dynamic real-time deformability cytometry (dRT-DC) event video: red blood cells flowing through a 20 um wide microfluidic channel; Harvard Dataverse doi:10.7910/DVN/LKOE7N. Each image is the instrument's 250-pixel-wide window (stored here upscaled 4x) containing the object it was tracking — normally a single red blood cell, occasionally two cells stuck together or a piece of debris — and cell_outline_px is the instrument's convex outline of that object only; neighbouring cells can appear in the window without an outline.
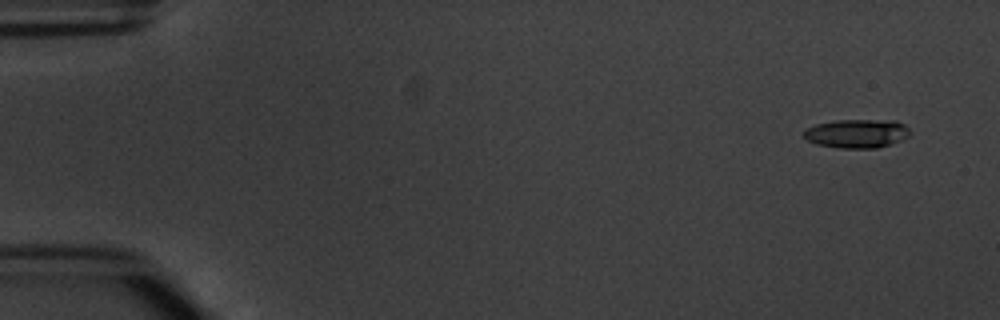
{"species": "common noctule bat (a hibernating species)", "species_latin": "Nyctalus noctula", "temperature_condition": "warm", "stored_images_in_passage": 6, "camera_frame_rate_fps": 3000, "um_per_image_px": 0.085, "animal": {"sex": "male", "body_mass_g": 20.1, "forearm_length_mm": 53.5}, "frame": {"image": 1, "passage_image": 1, "time_ms": 0.0, "image_size_px": [1000, 320], "cell_outline_px": [[912, 132], [908, 136], [900, 140], [876, 148], [840, 148], [816, 144], [808, 140], [804, 136], [804, 132], [808, 128], [816, 124], [836, 120], [896, 120], [904, 124]], "centroid_in_image_um": [72.86, 11.34], "position_along_channel_um": 12.1, "area_um2": 17.69}}
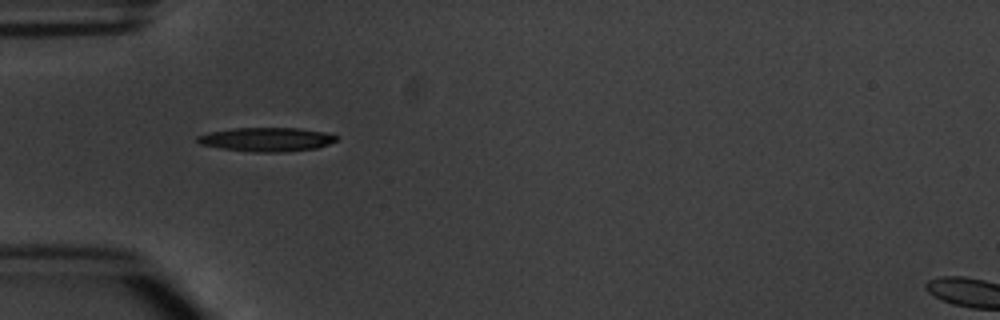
{"frame": {"image": 2, "passage_image": 5, "time_ms": 4.667, "image_size_px": [1000, 320], "cell_outline_px": [[340, 136], [336, 140], [328, 144], [316, 148], [284, 152], [252, 152], [220, 148], [200, 144], [196, 140], [196, 136], [208, 132], [232, 128], [300, 128], [324, 132]], "centroid_in_image_um": [22.64, 11.85], "position_along_channel_um": 62.4, "area_um2": 19.48}}